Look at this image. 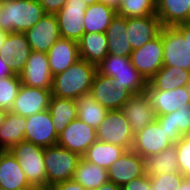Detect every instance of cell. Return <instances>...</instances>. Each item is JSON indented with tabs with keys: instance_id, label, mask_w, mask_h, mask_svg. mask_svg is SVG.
<instances>
[{
	"instance_id": "1",
	"label": "cell",
	"mask_w": 190,
	"mask_h": 190,
	"mask_svg": "<svg viewBox=\"0 0 190 190\" xmlns=\"http://www.w3.org/2000/svg\"><path fill=\"white\" fill-rule=\"evenodd\" d=\"M95 73L96 66L80 58L64 72L53 76L51 93L76 101L79 96L90 93Z\"/></svg>"
},
{
	"instance_id": "2",
	"label": "cell",
	"mask_w": 190,
	"mask_h": 190,
	"mask_svg": "<svg viewBox=\"0 0 190 190\" xmlns=\"http://www.w3.org/2000/svg\"><path fill=\"white\" fill-rule=\"evenodd\" d=\"M46 14L37 0H3L0 29L25 33Z\"/></svg>"
},
{
	"instance_id": "3",
	"label": "cell",
	"mask_w": 190,
	"mask_h": 190,
	"mask_svg": "<svg viewBox=\"0 0 190 190\" xmlns=\"http://www.w3.org/2000/svg\"><path fill=\"white\" fill-rule=\"evenodd\" d=\"M96 71L104 76L111 77L113 83L124 86L133 95L143 93L148 84L131 64L130 57L107 54L96 66Z\"/></svg>"
},
{
	"instance_id": "4",
	"label": "cell",
	"mask_w": 190,
	"mask_h": 190,
	"mask_svg": "<svg viewBox=\"0 0 190 190\" xmlns=\"http://www.w3.org/2000/svg\"><path fill=\"white\" fill-rule=\"evenodd\" d=\"M8 151L19 162L30 185L35 190H47L44 148L23 141L12 146Z\"/></svg>"
},
{
	"instance_id": "5",
	"label": "cell",
	"mask_w": 190,
	"mask_h": 190,
	"mask_svg": "<svg viewBox=\"0 0 190 190\" xmlns=\"http://www.w3.org/2000/svg\"><path fill=\"white\" fill-rule=\"evenodd\" d=\"M81 156L59 145L44 148V165L49 187L72 180Z\"/></svg>"
},
{
	"instance_id": "6",
	"label": "cell",
	"mask_w": 190,
	"mask_h": 190,
	"mask_svg": "<svg viewBox=\"0 0 190 190\" xmlns=\"http://www.w3.org/2000/svg\"><path fill=\"white\" fill-rule=\"evenodd\" d=\"M96 135L98 141L118 145L126 151L131 150L134 140V133L121 109L108 110L96 129Z\"/></svg>"
},
{
	"instance_id": "7",
	"label": "cell",
	"mask_w": 190,
	"mask_h": 190,
	"mask_svg": "<svg viewBox=\"0 0 190 190\" xmlns=\"http://www.w3.org/2000/svg\"><path fill=\"white\" fill-rule=\"evenodd\" d=\"M163 65L190 71V46L174 26H162Z\"/></svg>"
},
{
	"instance_id": "8",
	"label": "cell",
	"mask_w": 190,
	"mask_h": 190,
	"mask_svg": "<svg viewBox=\"0 0 190 190\" xmlns=\"http://www.w3.org/2000/svg\"><path fill=\"white\" fill-rule=\"evenodd\" d=\"M90 94L107 110L121 109L133 96L124 86L113 83L112 78L104 76L96 71Z\"/></svg>"
},
{
	"instance_id": "9",
	"label": "cell",
	"mask_w": 190,
	"mask_h": 190,
	"mask_svg": "<svg viewBox=\"0 0 190 190\" xmlns=\"http://www.w3.org/2000/svg\"><path fill=\"white\" fill-rule=\"evenodd\" d=\"M131 64L149 82V80L164 66L163 44L159 34L153 40L142 47L132 51L130 55Z\"/></svg>"
},
{
	"instance_id": "10",
	"label": "cell",
	"mask_w": 190,
	"mask_h": 190,
	"mask_svg": "<svg viewBox=\"0 0 190 190\" xmlns=\"http://www.w3.org/2000/svg\"><path fill=\"white\" fill-rule=\"evenodd\" d=\"M88 5L83 0H67L56 13L61 38L78 42L83 36V20Z\"/></svg>"
},
{
	"instance_id": "11",
	"label": "cell",
	"mask_w": 190,
	"mask_h": 190,
	"mask_svg": "<svg viewBox=\"0 0 190 190\" xmlns=\"http://www.w3.org/2000/svg\"><path fill=\"white\" fill-rule=\"evenodd\" d=\"M174 145L169 139L164 128H160L155 119L143 130L134 134L131 150L135 151L143 159L149 155L158 154L166 148Z\"/></svg>"
},
{
	"instance_id": "12",
	"label": "cell",
	"mask_w": 190,
	"mask_h": 190,
	"mask_svg": "<svg viewBox=\"0 0 190 190\" xmlns=\"http://www.w3.org/2000/svg\"><path fill=\"white\" fill-rule=\"evenodd\" d=\"M96 140V129L76 118L58 136L57 145L82 157Z\"/></svg>"
},
{
	"instance_id": "13",
	"label": "cell",
	"mask_w": 190,
	"mask_h": 190,
	"mask_svg": "<svg viewBox=\"0 0 190 190\" xmlns=\"http://www.w3.org/2000/svg\"><path fill=\"white\" fill-rule=\"evenodd\" d=\"M143 93L154 109L156 116L173 113L177 111L179 107H187L190 104V98L185 86L164 91L154 89L148 83Z\"/></svg>"
},
{
	"instance_id": "14",
	"label": "cell",
	"mask_w": 190,
	"mask_h": 190,
	"mask_svg": "<svg viewBox=\"0 0 190 190\" xmlns=\"http://www.w3.org/2000/svg\"><path fill=\"white\" fill-rule=\"evenodd\" d=\"M25 35L32 51L47 54L51 46L61 38L56 14H45Z\"/></svg>"
},
{
	"instance_id": "15",
	"label": "cell",
	"mask_w": 190,
	"mask_h": 190,
	"mask_svg": "<svg viewBox=\"0 0 190 190\" xmlns=\"http://www.w3.org/2000/svg\"><path fill=\"white\" fill-rule=\"evenodd\" d=\"M51 96V90L21 84L10 111L23 117L43 112L48 110Z\"/></svg>"
},
{
	"instance_id": "16",
	"label": "cell",
	"mask_w": 190,
	"mask_h": 190,
	"mask_svg": "<svg viewBox=\"0 0 190 190\" xmlns=\"http://www.w3.org/2000/svg\"><path fill=\"white\" fill-rule=\"evenodd\" d=\"M19 77L21 83L26 86L51 90L53 76L47 54L32 51Z\"/></svg>"
},
{
	"instance_id": "17",
	"label": "cell",
	"mask_w": 190,
	"mask_h": 190,
	"mask_svg": "<svg viewBox=\"0 0 190 190\" xmlns=\"http://www.w3.org/2000/svg\"><path fill=\"white\" fill-rule=\"evenodd\" d=\"M108 179L122 187L132 179L146 175L145 161L133 150H127L108 169Z\"/></svg>"
},
{
	"instance_id": "18",
	"label": "cell",
	"mask_w": 190,
	"mask_h": 190,
	"mask_svg": "<svg viewBox=\"0 0 190 190\" xmlns=\"http://www.w3.org/2000/svg\"><path fill=\"white\" fill-rule=\"evenodd\" d=\"M26 123L25 141L43 148L57 145L58 135L49 110L26 117Z\"/></svg>"
},
{
	"instance_id": "19",
	"label": "cell",
	"mask_w": 190,
	"mask_h": 190,
	"mask_svg": "<svg viewBox=\"0 0 190 190\" xmlns=\"http://www.w3.org/2000/svg\"><path fill=\"white\" fill-rule=\"evenodd\" d=\"M32 52L25 33L11 32L6 35L0 48V56L8 63L13 74L19 75Z\"/></svg>"
},
{
	"instance_id": "20",
	"label": "cell",
	"mask_w": 190,
	"mask_h": 190,
	"mask_svg": "<svg viewBox=\"0 0 190 190\" xmlns=\"http://www.w3.org/2000/svg\"><path fill=\"white\" fill-rule=\"evenodd\" d=\"M161 28L160 19L156 14L146 17H128L126 32L132 50L138 49L156 38Z\"/></svg>"
},
{
	"instance_id": "21",
	"label": "cell",
	"mask_w": 190,
	"mask_h": 190,
	"mask_svg": "<svg viewBox=\"0 0 190 190\" xmlns=\"http://www.w3.org/2000/svg\"><path fill=\"white\" fill-rule=\"evenodd\" d=\"M132 132L143 130L156 119L154 109L144 93L133 95L121 108Z\"/></svg>"
},
{
	"instance_id": "22",
	"label": "cell",
	"mask_w": 190,
	"mask_h": 190,
	"mask_svg": "<svg viewBox=\"0 0 190 190\" xmlns=\"http://www.w3.org/2000/svg\"><path fill=\"white\" fill-rule=\"evenodd\" d=\"M47 57L52 76L62 73L80 59L78 42L59 38L49 49Z\"/></svg>"
},
{
	"instance_id": "23",
	"label": "cell",
	"mask_w": 190,
	"mask_h": 190,
	"mask_svg": "<svg viewBox=\"0 0 190 190\" xmlns=\"http://www.w3.org/2000/svg\"><path fill=\"white\" fill-rule=\"evenodd\" d=\"M0 187L7 190H35L9 151H0Z\"/></svg>"
},
{
	"instance_id": "24",
	"label": "cell",
	"mask_w": 190,
	"mask_h": 190,
	"mask_svg": "<svg viewBox=\"0 0 190 190\" xmlns=\"http://www.w3.org/2000/svg\"><path fill=\"white\" fill-rule=\"evenodd\" d=\"M160 128H164L168 139L177 143L182 136L190 135V104L187 107H179L173 113L156 116Z\"/></svg>"
},
{
	"instance_id": "25",
	"label": "cell",
	"mask_w": 190,
	"mask_h": 190,
	"mask_svg": "<svg viewBox=\"0 0 190 190\" xmlns=\"http://www.w3.org/2000/svg\"><path fill=\"white\" fill-rule=\"evenodd\" d=\"M126 28L127 18L116 14L106 30L108 54L130 57L133 50L128 42Z\"/></svg>"
},
{
	"instance_id": "26",
	"label": "cell",
	"mask_w": 190,
	"mask_h": 190,
	"mask_svg": "<svg viewBox=\"0 0 190 190\" xmlns=\"http://www.w3.org/2000/svg\"><path fill=\"white\" fill-rule=\"evenodd\" d=\"M156 15L162 26H176L190 19V0H156Z\"/></svg>"
},
{
	"instance_id": "27",
	"label": "cell",
	"mask_w": 190,
	"mask_h": 190,
	"mask_svg": "<svg viewBox=\"0 0 190 190\" xmlns=\"http://www.w3.org/2000/svg\"><path fill=\"white\" fill-rule=\"evenodd\" d=\"M78 48L81 59L98 66L108 54L106 33H84L78 41Z\"/></svg>"
},
{
	"instance_id": "28",
	"label": "cell",
	"mask_w": 190,
	"mask_h": 190,
	"mask_svg": "<svg viewBox=\"0 0 190 190\" xmlns=\"http://www.w3.org/2000/svg\"><path fill=\"white\" fill-rule=\"evenodd\" d=\"M26 117L7 111L0 127V150L8 151L12 146L25 141Z\"/></svg>"
},
{
	"instance_id": "29",
	"label": "cell",
	"mask_w": 190,
	"mask_h": 190,
	"mask_svg": "<svg viewBox=\"0 0 190 190\" xmlns=\"http://www.w3.org/2000/svg\"><path fill=\"white\" fill-rule=\"evenodd\" d=\"M116 14L117 10L105 3L89 5L83 20L84 32L106 33L111 20Z\"/></svg>"
},
{
	"instance_id": "30",
	"label": "cell",
	"mask_w": 190,
	"mask_h": 190,
	"mask_svg": "<svg viewBox=\"0 0 190 190\" xmlns=\"http://www.w3.org/2000/svg\"><path fill=\"white\" fill-rule=\"evenodd\" d=\"M48 110L55 132L59 136L71 121L77 118V104L75 100L51 96Z\"/></svg>"
},
{
	"instance_id": "31",
	"label": "cell",
	"mask_w": 190,
	"mask_h": 190,
	"mask_svg": "<svg viewBox=\"0 0 190 190\" xmlns=\"http://www.w3.org/2000/svg\"><path fill=\"white\" fill-rule=\"evenodd\" d=\"M144 161L146 174L150 177L163 173H180L175 145L145 157Z\"/></svg>"
},
{
	"instance_id": "32",
	"label": "cell",
	"mask_w": 190,
	"mask_h": 190,
	"mask_svg": "<svg viewBox=\"0 0 190 190\" xmlns=\"http://www.w3.org/2000/svg\"><path fill=\"white\" fill-rule=\"evenodd\" d=\"M190 81V71L174 66H163L150 80L149 84L157 90H173L186 86Z\"/></svg>"
},
{
	"instance_id": "33",
	"label": "cell",
	"mask_w": 190,
	"mask_h": 190,
	"mask_svg": "<svg viewBox=\"0 0 190 190\" xmlns=\"http://www.w3.org/2000/svg\"><path fill=\"white\" fill-rule=\"evenodd\" d=\"M125 152L123 147L96 140L82 157L107 170Z\"/></svg>"
},
{
	"instance_id": "34",
	"label": "cell",
	"mask_w": 190,
	"mask_h": 190,
	"mask_svg": "<svg viewBox=\"0 0 190 190\" xmlns=\"http://www.w3.org/2000/svg\"><path fill=\"white\" fill-rule=\"evenodd\" d=\"M73 180L81 184L87 190H95L109 179L106 169L88 162L81 157L74 172Z\"/></svg>"
},
{
	"instance_id": "35",
	"label": "cell",
	"mask_w": 190,
	"mask_h": 190,
	"mask_svg": "<svg viewBox=\"0 0 190 190\" xmlns=\"http://www.w3.org/2000/svg\"><path fill=\"white\" fill-rule=\"evenodd\" d=\"M76 104L77 118L95 129L99 127L108 112L90 93L79 96L76 99Z\"/></svg>"
},
{
	"instance_id": "36",
	"label": "cell",
	"mask_w": 190,
	"mask_h": 190,
	"mask_svg": "<svg viewBox=\"0 0 190 190\" xmlns=\"http://www.w3.org/2000/svg\"><path fill=\"white\" fill-rule=\"evenodd\" d=\"M156 14V0H121L117 15L122 17H146Z\"/></svg>"
},
{
	"instance_id": "37",
	"label": "cell",
	"mask_w": 190,
	"mask_h": 190,
	"mask_svg": "<svg viewBox=\"0 0 190 190\" xmlns=\"http://www.w3.org/2000/svg\"><path fill=\"white\" fill-rule=\"evenodd\" d=\"M19 75L0 79V108L10 111L21 86Z\"/></svg>"
},
{
	"instance_id": "38",
	"label": "cell",
	"mask_w": 190,
	"mask_h": 190,
	"mask_svg": "<svg viewBox=\"0 0 190 190\" xmlns=\"http://www.w3.org/2000/svg\"><path fill=\"white\" fill-rule=\"evenodd\" d=\"M185 176L181 173H167L150 177L151 190H180V184Z\"/></svg>"
},
{
	"instance_id": "39",
	"label": "cell",
	"mask_w": 190,
	"mask_h": 190,
	"mask_svg": "<svg viewBox=\"0 0 190 190\" xmlns=\"http://www.w3.org/2000/svg\"><path fill=\"white\" fill-rule=\"evenodd\" d=\"M174 145L177 152L179 171L183 176L190 177V135L182 136Z\"/></svg>"
},
{
	"instance_id": "40",
	"label": "cell",
	"mask_w": 190,
	"mask_h": 190,
	"mask_svg": "<svg viewBox=\"0 0 190 190\" xmlns=\"http://www.w3.org/2000/svg\"><path fill=\"white\" fill-rule=\"evenodd\" d=\"M122 190H151L150 176L143 175L122 186Z\"/></svg>"
},
{
	"instance_id": "41",
	"label": "cell",
	"mask_w": 190,
	"mask_h": 190,
	"mask_svg": "<svg viewBox=\"0 0 190 190\" xmlns=\"http://www.w3.org/2000/svg\"><path fill=\"white\" fill-rule=\"evenodd\" d=\"M45 10L46 14H56L67 0H37Z\"/></svg>"
},
{
	"instance_id": "42",
	"label": "cell",
	"mask_w": 190,
	"mask_h": 190,
	"mask_svg": "<svg viewBox=\"0 0 190 190\" xmlns=\"http://www.w3.org/2000/svg\"><path fill=\"white\" fill-rule=\"evenodd\" d=\"M48 190H87L75 180H67L65 182L57 183L48 188Z\"/></svg>"
},
{
	"instance_id": "43",
	"label": "cell",
	"mask_w": 190,
	"mask_h": 190,
	"mask_svg": "<svg viewBox=\"0 0 190 190\" xmlns=\"http://www.w3.org/2000/svg\"><path fill=\"white\" fill-rule=\"evenodd\" d=\"M174 27L183 35L190 46V21L178 24Z\"/></svg>"
},
{
	"instance_id": "44",
	"label": "cell",
	"mask_w": 190,
	"mask_h": 190,
	"mask_svg": "<svg viewBox=\"0 0 190 190\" xmlns=\"http://www.w3.org/2000/svg\"><path fill=\"white\" fill-rule=\"evenodd\" d=\"M14 75L9 68V63L0 56V79Z\"/></svg>"
},
{
	"instance_id": "45",
	"label": "cell",
	"mask_w": 190,
	"mask_h": 190,
	"mask_svg": "<svg viewBox=\"0 0 190 190\" xmlns=\"http://www.w3.org/2000/svg\"><path fill=\"white\" fill-rule=\"evenodd\" d=\"M95 190H122V187L116 185L112 181H107L104 184L100 185L98 188Z\"/></svg>"
},
{
	"instance_id": "46",
	"label": "cell",
	"mask_w": 190,
	"mask_h": 190,
	"mask_svg": "<svg viewBox=\"0 0 190 190\" xmlns=\"http://www.w3.org/2000/svg\"><path fill=\"white\" fill-rule=\"evenodd\" d=\"M101 2L117 10L120 7L121 0H101Z\"/></svg>"
},
{
	"instance_id": "47",
	"label": "cell",
	"mask_w": 190,
	"mask_h": 190,
	"mask_svg": "<svg viewBox=\"0 0 190 190\" xmlns=\"http://www.w3.org/2000/svg\"><path fill=\"white\" fill-rule=\"evenodd\" d=\"M180 190H190V177L185 176L180 184Z\"/></svg>"
},
{
	"instance_id": "48",
	"label": "cell",
	"mask_w": 190,
	"mask_h": 190,
	"mask_svg": "<svg viewBox=\"0 0 190 190\" xmlns=\"http://www.w3.org/2000/svg\"><path fill=\"white\" fill-rule=\"evenodd\" d=\"M7 34L8 33L6 31L0 29V48L4 44V41H5Z\"/></svg>"
},
{
	"instance_id": "49",
	"label": "cell",
	"mask_w": 190,
	"mask_h": 190,
	"mask_svg": "<svg viewBox=\"0 0 190 190\" xmlns=\"http://www.w3.org/2000/svg\"><path fill=\"white\" fill-rule=\"evenodd\" d=\"M5 114H6V111L0 108V127L3 125Z\"/></svg>"
},
{
	"instance_id": "50",
	"label": "cell",
	"mask_w": 190,
	"mask_h": 190,
	"mask_svg": "<svg viewBox=\"0 0 190 190\" xmlns=\"http://www.w3.org/2000/svg\"><path fill=\"white\" fill-rule=\"evenodd\" d=\"M83 1H85L88 6L101 2V0H83Z\"/></svg>"
},
{
	"instance_id": "51",
	"label": "cell",
	"mask_w": 190,
	"mask_h": 190,
	"mask_svg": "<svg viewBox=\"0 0 190 190\" xmlns=\"http://www.w3.org/2000/svg\"><path fill=\"white\" fill-rule=\"evenodd\" d=\"M185 88H186V91H187L188 96H189V98H190V81H189L188 84L185 86Z\"/></svg>"
},
{
	"instance_id": "52",
	"label": "cell",
	"mask_w": 190,
	"mask_h": 190,
	"mask_svg": "<svg viewBox=\"0 0 190 190\" xmlns=\"http://www.w3.org/2000/svg\"><path fill=\"white\" fill-rule=\"evenodd\" d=\"M3 10V0H0V14L2 13Z\"/></svg>"
}]
</instances>
